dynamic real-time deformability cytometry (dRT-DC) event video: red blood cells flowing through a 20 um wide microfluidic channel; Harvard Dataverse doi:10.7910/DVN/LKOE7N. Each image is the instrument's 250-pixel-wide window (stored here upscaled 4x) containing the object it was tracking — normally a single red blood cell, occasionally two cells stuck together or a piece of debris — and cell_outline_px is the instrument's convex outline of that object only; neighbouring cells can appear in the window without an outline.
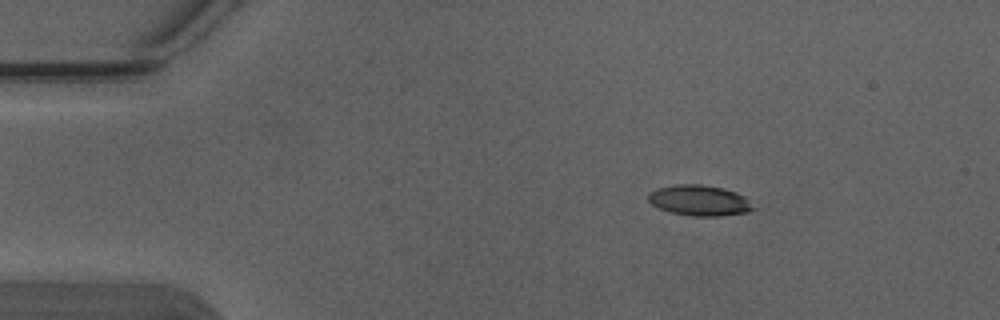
{"species": "Egyptian fruit bat (a non-hibernating species)", "species_latin": "Rousettus aegyptiacus", "temperature_condition": "warm", "stored_images_in_passage": 4, "camera_frame_rate_fps": 3000, "um_per_image_px": 0.085, "animal": {"sex": "male"}, "frame": {"image": 1, "passage_image": 1, "time_ms": 0.0, "image_size_px": [1000, 320], "cell_outline_px": [[756, 208], [748, 212], [720, 216], [692, 216], [672, 212], [660, 208], [652, 204], [648, 200], [648, 192], [656, 188], [676, 184], [700, 184], [724, 188], [736, 192], [744, 196]], "centroid_in_image_um": [59.45, 17.03], "position_along_channel_um": 25.5, "area_um2": 18.79}}
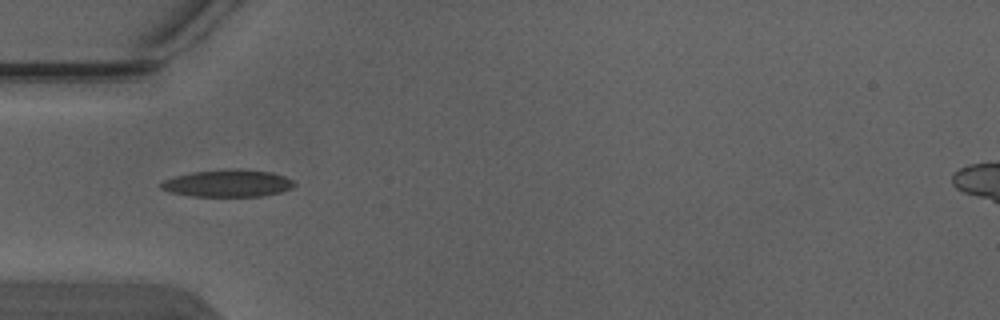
{"frame": {"image": 2, "passage_image": 3, "time_ms": 0.667, "image_size_px": [1000, 320], "cell_outline_px": [[296, 184], [292, 188], [280, 192], [260, 196], [192, 196], [168, 192], [160, 188], [160, 184], [164, 180], [176, 176], [192, 172], [228, 168], [240, 168], [272, 172], [284, 176], [292, 180]], "centroid_in_image_um": [19.36, 15.57], "position_along_channel_um": 65.6, "area_um2": 21.27}}
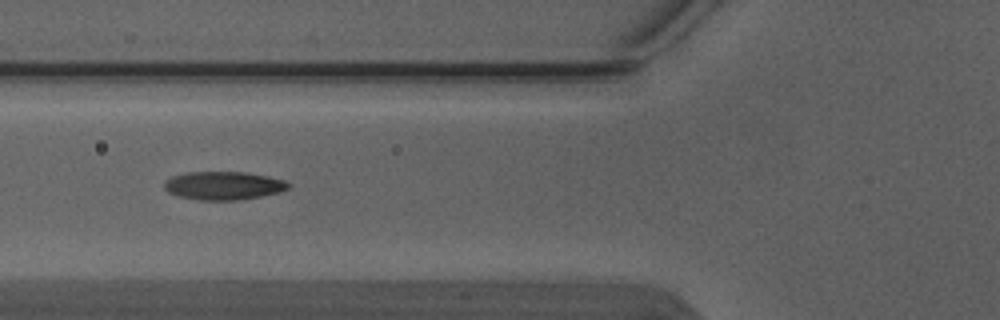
{"frame": {"image": 3, "passage_image": 4, "time_ms": 1.0, "image_size_px": [1000, 320], "cell_outline_px": [[292, 184], [288, 188], [280, 192], [240, 200], [200, 200], [176, 196], [168, 192], [164, 188], [164, 180], [172, 176], [188, 172], [248, 172], [268, 176], [284, 180]], "centroid_in_image_um": [18.99, 15.77], "position_along_channel_um": 106.8, "area_um2": 20.63}}